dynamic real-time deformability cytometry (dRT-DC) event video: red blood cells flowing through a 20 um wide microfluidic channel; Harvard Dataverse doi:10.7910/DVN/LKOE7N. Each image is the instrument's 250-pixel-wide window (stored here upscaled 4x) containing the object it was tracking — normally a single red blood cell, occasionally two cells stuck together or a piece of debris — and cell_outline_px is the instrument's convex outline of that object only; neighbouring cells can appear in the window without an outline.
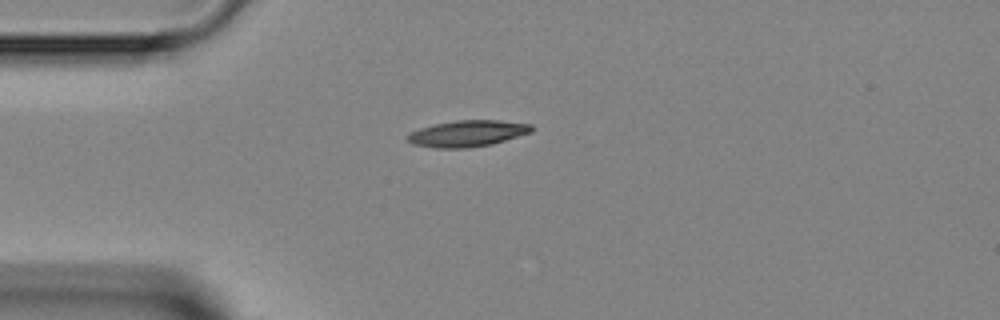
{"species": "Egyptian fruit bat (a non-hibernating species)", "species_latin": "Rousettus aegyptiacus", "temperature_condition": "room temperature", "stored_images_in_passage": 36, "camera_frame_rate_fps": 3000, "um_per_image_px": 0.085, "animal": {"sex": "female"}, "frame": {"image": 1, "passage_image": 1, "time_ms": 0.0, "image_size_px": [1000, 320], "cell_outline_px": [[532, 132], [492, 144], [464, 148], [436, 148], [412, 144], [404, 136], [420, 128], [436, 124], [456, 120], [500, 120], [532, 124]], "centroid_in_image_um": [39.74, 11.34], "position_along_channel_um": 45.3, "area_um2": 18.96}}
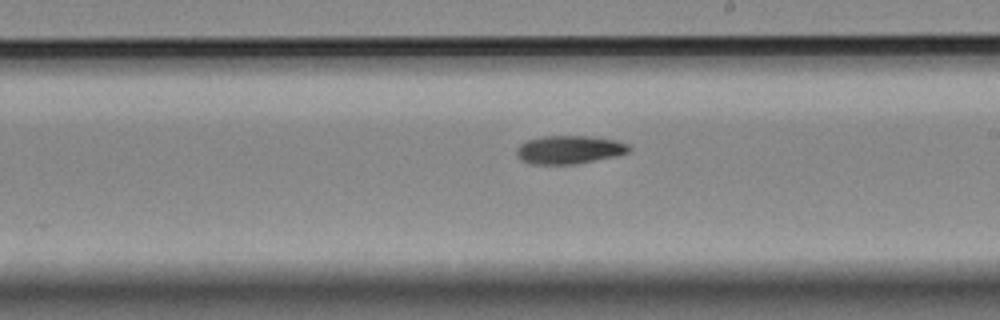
{"frame": {"image": 2, "passage_image": 16, "time_ms": 5.0, "image_size_px": [1000, 320], "cell_outline_px": [[632, 148], [628, 152], [616, 156], [572, 164], [528, 164], [520, 160], [516, 156], [516, 148], [520, 144], [528, 140], [544, 136], [588, 136], [616, 140], [628, 144]], "centroid_in_image_um": [48.35, 12.72], "position_along_channel_um": 240.6, "area_um2": 18.55}}
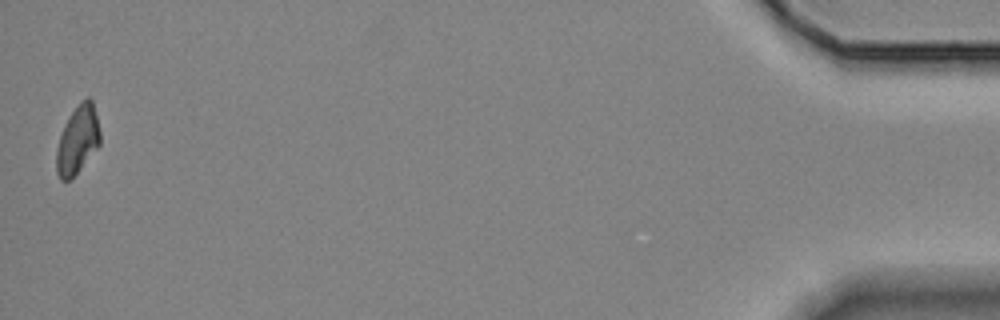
{"frame": {"image": 3, "passage_image": 36, "time_ms": 11.667, "image_size_px": [1000, 320], "cell_outline_px": [[100, 144], [76, 172], [68, 180], [60, 180], [56, 172], [56, 148], [60, 136], [68, 116], [80, 100], [88, 96], [92, 100], [100, 132]], "centroid_in_image_um": [6.58, 11.84], "position_along_channel_um": 428.6, "area_um2": 17.11}}